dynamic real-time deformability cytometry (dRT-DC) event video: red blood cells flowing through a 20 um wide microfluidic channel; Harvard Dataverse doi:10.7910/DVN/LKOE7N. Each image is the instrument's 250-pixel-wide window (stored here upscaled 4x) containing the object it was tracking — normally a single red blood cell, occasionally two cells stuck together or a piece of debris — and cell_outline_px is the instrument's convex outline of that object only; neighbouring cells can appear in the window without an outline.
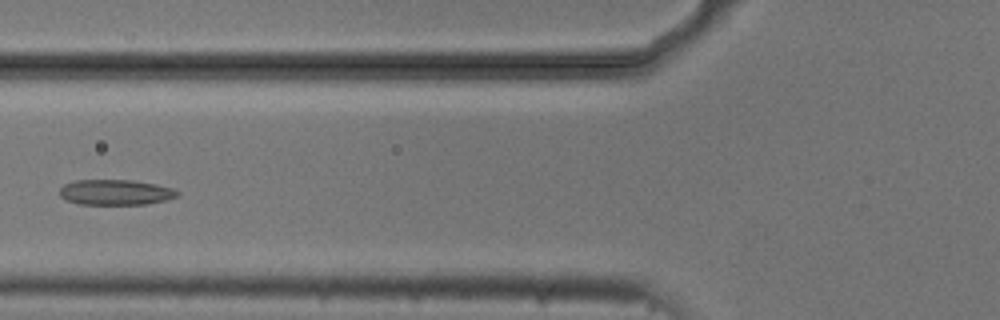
{"species": "common noctule bat (a hibernating species)", "species_latin": "Nyctalus noctula", "temperature_condition": "cold", "stored_images_in_passage": 5, "camera_frame_rate_fps": 3000, "um_per_image_px": 0.085, "animal": {"sex": "male", "body_mass_g": 20.5, "forearm_length_mm": 52.5}, "frame": {"image": 1, "passage_image": 4, "time_ms": 1.0, "image_size_px": [1000, 320], "cell_outline_px": [[180, 196], [148, 204], [80, 204], [68, 200], [60, 196], [60, 188], [64, 184], [76, 180], [132, 180], [156, 184], [172, 188], [180, 192]], "centroid_in_image_um": [9.85, 16.34], "position_along_channel_um": 116.0, "area_um2": 17.4}}
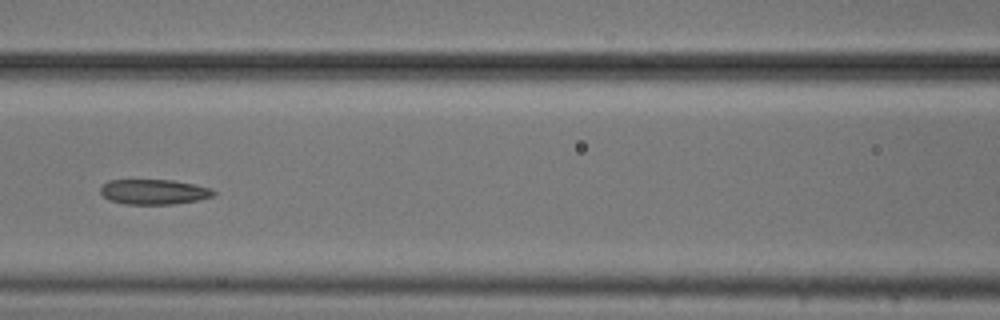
{"frame": {"image": 2, "passage_image": 5, "time_ms": 1.333, "image_size_px": [1000, 320], "cell_outline_px": [[216, 192], [212, 196], [200, 200], [176, 204], [124, 204], [108, 200], [100, 192], [100, 188], [108, 180], [172, 180], [212, 188]], "centroid_in_image_um": [13.08, 16.31], "position_along_channel_um": 153.5, "area_um2": 16.59}}